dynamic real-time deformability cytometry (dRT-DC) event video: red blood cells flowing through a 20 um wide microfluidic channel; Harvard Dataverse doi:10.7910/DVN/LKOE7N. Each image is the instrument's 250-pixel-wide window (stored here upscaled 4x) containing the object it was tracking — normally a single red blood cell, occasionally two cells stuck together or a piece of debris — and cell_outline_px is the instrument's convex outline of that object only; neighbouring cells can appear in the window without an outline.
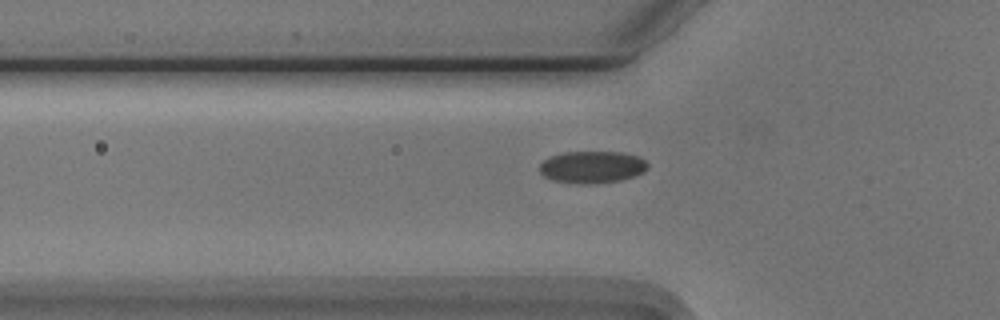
{"species": "Egyptian fruit bat (a non-hibernating species)", "species_latin": "Rousettus aegyptiacus", "temperature_condition": "cold", "stored_images_in_passage": 41, "camera_frame_rate_fps": 3000, "um_per_image_px": 0.085, "animal": {"sex": "male"}, "frame": {"image": 1, "passage_image": 7, "time_ms": 2.0, "image_size_px": [1000, 320], "cell_outline_px": [[648, 168], [644, 172], [620, 180], [596, 184], [576, 184], [552, 180], [544, 176], [540, 172], [540, 164], [544, 160], [552, 156], [564, 152], [620, 152], [636, 156], [644, 160], [648, 164]], "centroid_in_image_um": [50.31, 14.21], "position_along_channel_um": 75.5, "area_um2": 20.17}}
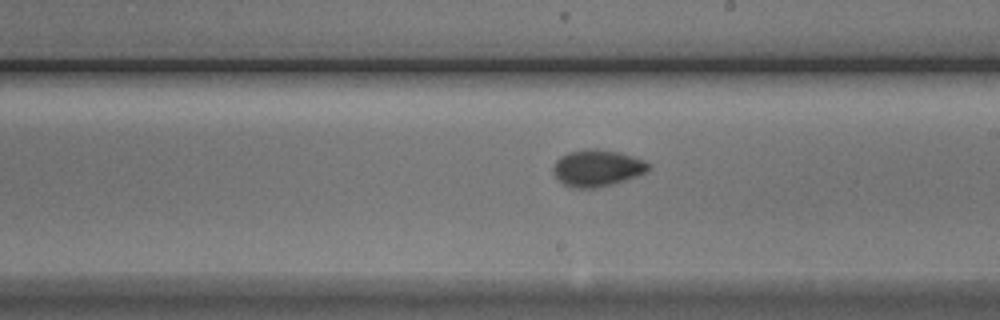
{"frame": {"image": 2, "passage_image": 20, "time_ms": 6.333, "image_size_px": [1000, 320], "cell_outline_px": [[652, 168], [648, 172], [612, 184], [596, 188], [572, 188], [564, 184], [552, 172], [552, 168], [556, 160], [560, 156], [568, 152], [584, 148], [596, 148], [620, 152], [644, 160], [652, 164]], "centroid_in_image_um": [50.78, 14.27], "position_along_channel_um": 238.2, "area_um2": 20.69}}
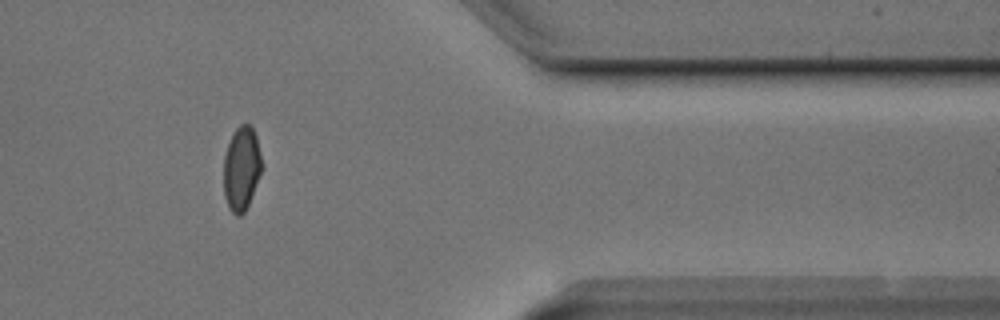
{"frame": {"image": 3, "passage_image": 34, "time_ms": 11.0, "image_size_px": [1000, 320], "cell_outline_px": [[260, 172], [248, 204], [244, 212], [240, 216], [236, 216], [228, 208], [224, 196], [224, 156], [228, 144], [236, 128], [240, 124], [248, 124], [252, 128], [256, 136], [260, 156]], "centroid_in_image_um": [20.49, 14.34], "position_along_channel_um": 390.9, "area_um2": 18.15}, "authors_computed_cell_mechanics": {"area_um2": 19.5364, "velocity_mm_per_s": 3.7489, "shape_relaxation_time_tau1_ms": 4.9695, "shape_relaxation_time_tau2_ms": 1.3976, "deformation_change_tau1": 0.1079, "deformation_change_tau2": 0.0437}}